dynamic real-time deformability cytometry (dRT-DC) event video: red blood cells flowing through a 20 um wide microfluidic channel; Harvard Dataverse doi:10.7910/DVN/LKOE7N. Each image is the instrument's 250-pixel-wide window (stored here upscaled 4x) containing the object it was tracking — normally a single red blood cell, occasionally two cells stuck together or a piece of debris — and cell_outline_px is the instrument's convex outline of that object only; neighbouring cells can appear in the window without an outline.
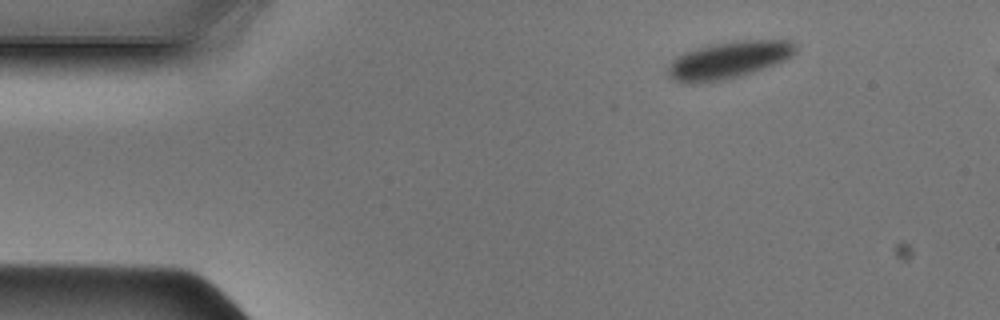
{"species": "Egyptian fruit bat (a non-hibernating species)", "species_latin": "Rousettus aegyptiacus", "temperature_condition": "cold", "stored_images_in_passage": 42, "camera_frame_rate_fps": 3000, "um_per_image_px": 0.085, "animal": {"sex": "male"}, "frame": {"image": 1, "passage_image": 1, "time_ms": 0.0, "image_size_px": [1000, 320], "cell_outline_px": [[796, 52], [792, 56], [784, 60], [752, 72], [720, 80], [692, 84], [688, 84], [672, 80], [668, 76], [668, 64], [676, 56], [684, 52], [708, 44], [736, 40], [792, 40], [796, 44]], "centroid_in_image_um": [61.89, 5.08], "position_along_channel_um": 23.1, "area_um2": 27.69}}
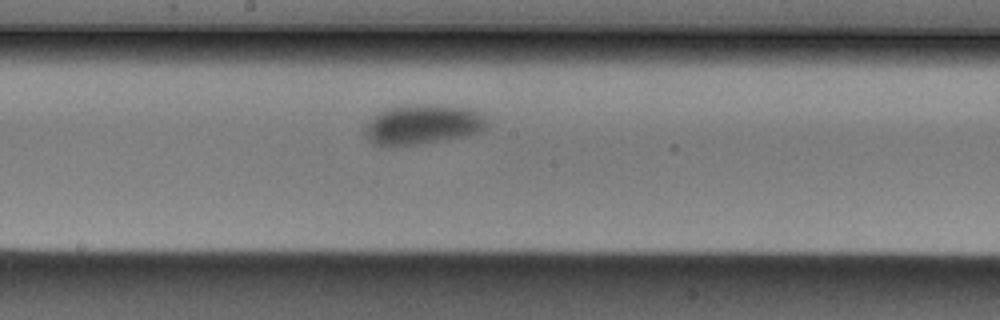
{"frame": {"image": 2, "passage_image": 20, "time_ms": 6.333, "image_size_px": [1000, 320], "cell_outline_px": [[488, 124], [484, 132], [424, 144], [376, 144], [368, 140], [364, 132], [364, 128], [380, 112], [388, 108], [412, 104], [420, 104], [472, 108], [480, 112], [484, 116]], "centroid_in_image_um": [36.02, 10.57], "position_along_channel_um": 212.2, "area_um2": 28.03}}
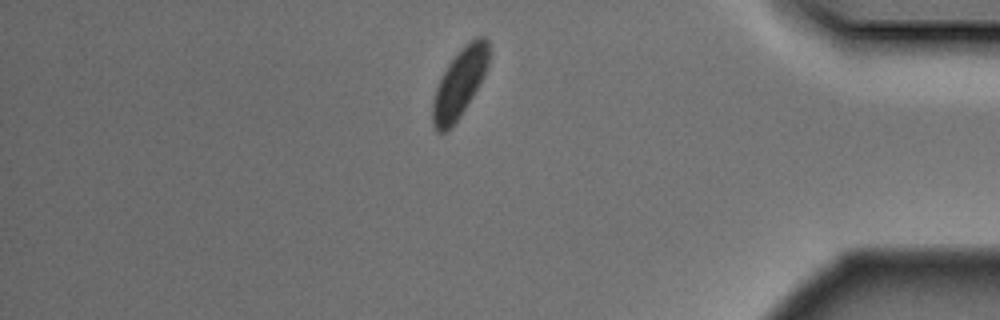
{"frame": {"image": 3, "passage_image": 36, "time_ms": 11.667, "image_size_px": [1000, 320], "cell_outline_px": [[488, 64], [484, 76], [460, 116], [444, 132], [436, 132], [432, 124], [432, 104], [436, 88], [448, 64], [460, 48], [476, 36], [484, 36], [488, 40]], "centroid_in_image_um": [39.06, 7.04], "position_along_channel_um": 396.1, "area_um2": 22.08}}